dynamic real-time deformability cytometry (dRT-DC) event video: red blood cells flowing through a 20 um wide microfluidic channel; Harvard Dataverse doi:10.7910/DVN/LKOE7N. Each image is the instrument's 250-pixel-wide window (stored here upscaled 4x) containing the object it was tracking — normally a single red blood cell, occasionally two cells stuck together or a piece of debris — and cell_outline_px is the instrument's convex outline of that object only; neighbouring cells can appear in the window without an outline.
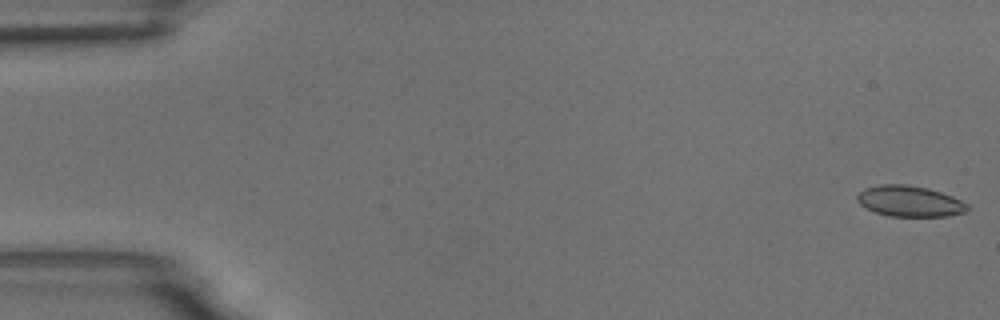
{"species": "common noctule bat (a hibernating species)", "species_latin": "Nyctalus noctula", "temperature_condition": "room temperature", "stored_images_in_passage": 56, "camera_frame_rate_fps": 3000, "um_per_image_px": 0.085, "animal": {"sex": "male", "body_mass_g": 18.8}, "frame": {"image": 1, "passage_image": 1, "time_ms": 0.0, "image_size_px": [1000, 320], "cell_outline_px": [[968, 208], [964, 212], [948, 216], [888, 216], [876, 212], [860, 204], [856, 196], [864, 188], [880, 184], [904, 184], [928, 188], [952, 196], [968, 204]], "centroid_in_image_um": [77.31, 17.09], "position_along_channel_um": 7.7, "area_um2": 19.65}}
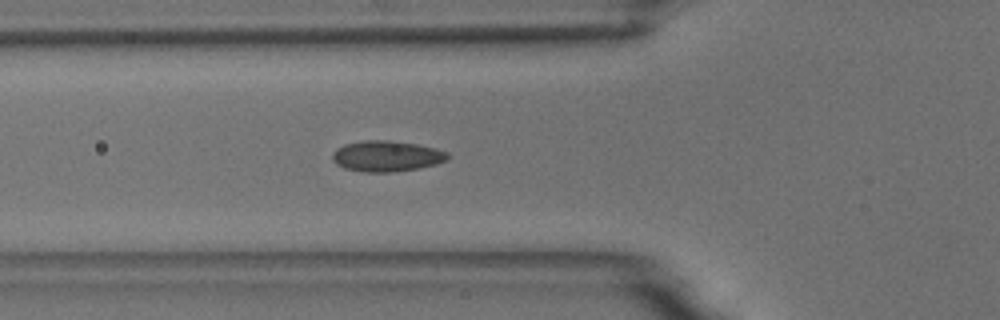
{"frame": {"image": 2, "passage_image": 20, "time_ms": 6.333, "image_size_px": [1000, 320], "cell_outline_px": [[448, 160], [436, 164], [420, 168], [392, 172], [364, 172], [344, 168], [336, 164], [332, 160], [332, 152], [336, 148], [344, 144], [364, 140], [388, 140], [416, 144], [436, 148], [448, 152]], "centroid_in_image_um": [32.84, 13.27], "position_along_channel_um": 93.0, "area_um2": 20.87}}
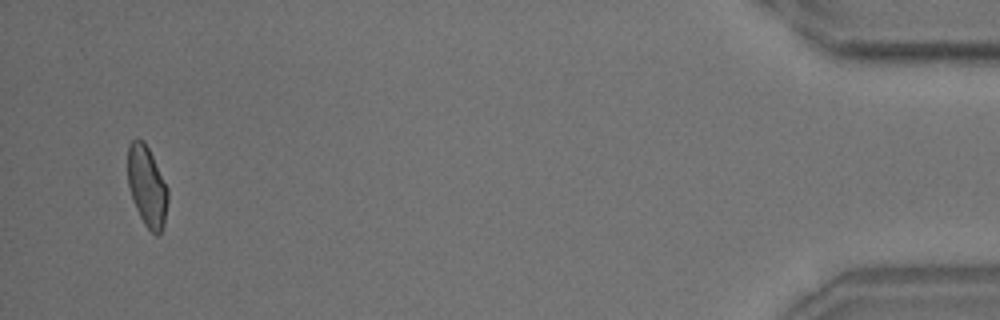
{"frame": {"image": 3, "passage_image": 54, "time_ms": 17.667, "image_size_px": [1000, 320], "cell_outline_px": [[168, 200], [164, 224], [160, 232], [156, 236], [144, 224], [136, 208], [128, 184], [128, 144], [136, 136], [144, 140], [168, 188]], "centroid_in_image_um": [12.49, 15.8], "position_along_channel_um": 422.7, "area_um2": 18.73}, "authors_computed_cell_mechanics": {"area_um2": 19.5075, "velocity_mm_per_s": 3.6192, "shape_relaxation_time_tau1_ms": 9.337, "shape_relaxation_time_tau2_ms": 1.5557, "deformation_change_tau1": 0.1443, "deformation_change_tau2": 0.0615}}